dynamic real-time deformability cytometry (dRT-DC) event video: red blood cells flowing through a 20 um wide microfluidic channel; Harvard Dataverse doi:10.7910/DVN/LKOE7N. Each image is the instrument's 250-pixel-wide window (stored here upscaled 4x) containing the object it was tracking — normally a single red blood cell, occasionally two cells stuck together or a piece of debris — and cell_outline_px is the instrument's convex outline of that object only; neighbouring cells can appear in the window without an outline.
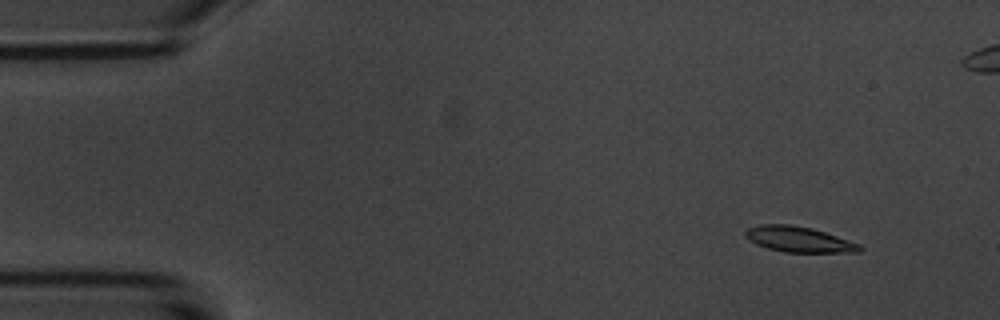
{"species": "common noctule bat (a hibernating species)", "species_latin": "Nyctalus noctula", "temperature_condition": "room temperature", "stored_images_in_passage": 6, "camera_frame_rate_fps": 3000, "um_per_image_px": 0.085, "animal": {"sex": "male", "body_mass_g": 20.1, "forearm_length_mm": 53.5}, "frame": {"image": 1, "passage_image": 2, "time_ms": 1.333, "image_size_px": [1000, 320], "cell_outline_px": [[864, 248], [860, 252], [784, 252], [768, 248], [756, 244], [744, 236], [744, 232], [748, 228], [760, 224], [792, 224], [812, 228], [860, 244]], "centroid_in_image_um": [67.89, 20.34], "position_along_channel_um": 17.1, "area_um2": 16.99}}
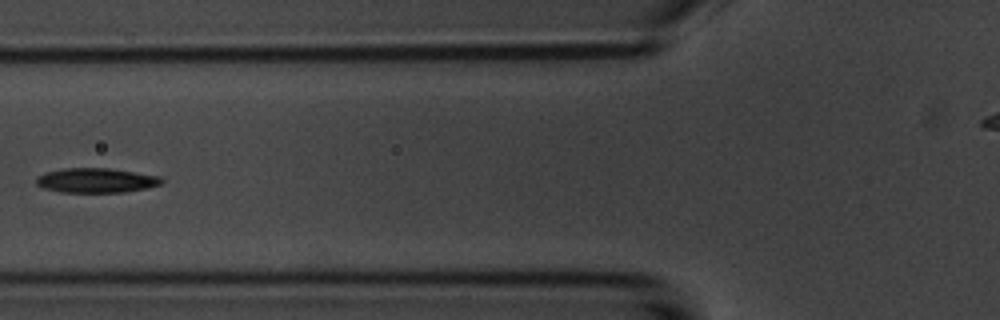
{"frame": {"image": 2, "passage_image": 6, "time_ms": 6.667, "image_size_px": [1000, 320], "cell_outline_px": [[164, 180], [160, 184], [144, 188], [124, 192], [60, 192], [44, 188], [36, 184], [36, 176], [44, 172], [64, 168], [108, 168], [160, 176]], "centroid_in_image_um": [8.12, 15.33], "position_along_channel_um": 117.7, "area_um2": 17.92}}